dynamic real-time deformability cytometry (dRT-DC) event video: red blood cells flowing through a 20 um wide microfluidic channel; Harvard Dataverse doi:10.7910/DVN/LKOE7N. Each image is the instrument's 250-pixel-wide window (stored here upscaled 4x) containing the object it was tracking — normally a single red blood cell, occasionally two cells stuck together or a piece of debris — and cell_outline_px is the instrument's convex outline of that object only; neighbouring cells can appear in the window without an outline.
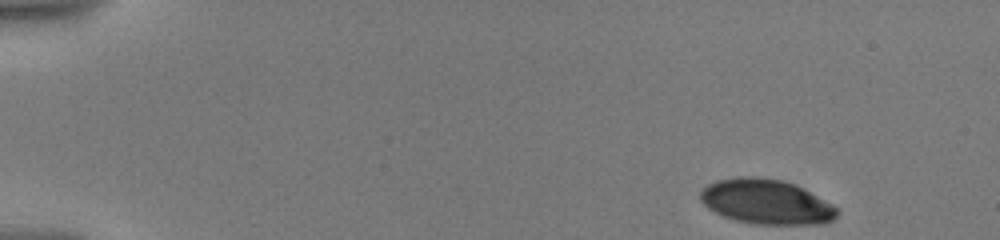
{"species": "human", "species_latin": "Homo sapiens", "temperature_condition": "warm", "stored_images_in_passage": 41, "camera_frame_rate_fps": 3000, "um_per_image_px": 0.085, "donor": {"sex": "male"}, "frame": {"image": 1, "passage_image": 1, "time_ms": 0.0, "image_size_px": [1000, 240], "cell_outline_px": [[840, 212], [832, 220], [824, 224], [752, 224], [736, 220], [724, 216], [708, 208], [700, 200], [700, 192], [708, 184], [716, 180], [736, 176], [756, 176], [784, 180], [796, 184], [804, 188], [832, 204]], "centroid_in_image_um": [65.14, 17.14], "position_along_channel_um": 19.9, "area_um2": 35.95}}
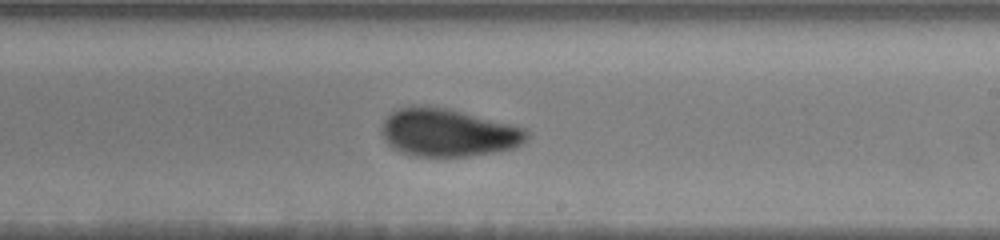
{"frame": {"image": 2, "passage_image": 24, "time_ms": 10.0, "image_size_px": [1000, 240], "cell_outline_px": [[528, 136], [516, 148], [496, 152], [468, 156], [412, 156], [400, 152], [392, 148], [388, 144], [380, 132], [380, 128], [384, 120], [392, 112], [400, 108], [448, 108], [524, 128], [528, 132]], "centroid_in_image_um": [38.07, 11.31], "position_along_channel_um": 250.9, "area_um2": 39.82}}
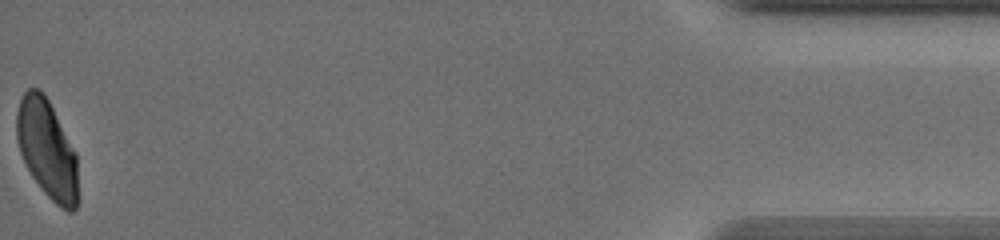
{"frame": {"image": 3, "passage_image": 41, "time_ms": 17.333, "image_size_px": [1000, 240], "cell_outline_px": [[76, 208], [72, 212], [68, 212], [60, 208], [44, 192], [32, 176], [20, 152], [16, 136], [16, 112], [20, 100], [24, 92], [28, 88], [40, 88], [44, 92], [76, 152]], "centroid_in_image_um": [3.97, 12.64], "position_along_channel_um": 431.2, "area_um2": 34.91}, "authors_computed_cell_mechanics": {"area_um2": 39.015, "velocity_mm_per_s": 3.5519, "shape_relaxation_time_tau1_ms": 4.6319, "shape_relaxation_time_tau2_ms": 1.9004, "deformation_change_tau1": 0.1463, "deformation_change_tau2": 0.0557}}